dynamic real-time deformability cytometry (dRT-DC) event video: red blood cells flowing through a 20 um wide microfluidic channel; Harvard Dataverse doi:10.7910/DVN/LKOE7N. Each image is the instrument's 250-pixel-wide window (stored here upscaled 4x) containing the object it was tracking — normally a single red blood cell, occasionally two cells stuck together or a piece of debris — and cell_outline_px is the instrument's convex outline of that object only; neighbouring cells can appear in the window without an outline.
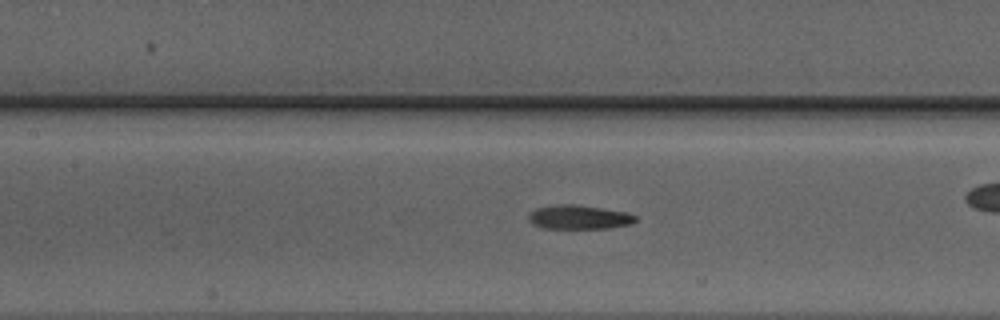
{"species": "Egyptian fruit bat (a non-hibernating species)", "species_latin": "Rousettus aegyptiacus", "temperature_condition": "warm", "stored_images_in_passage": 52, "camera_frame_rate_fps": 3000, "um_per_image_px": 0.085, "animal": {"sex": "male"}, "frame": {"image": 1, "passage_image": 23, "time_ms": 7.333, "image_size_px": [1000, 320], "cell_outline_px": [[636, 220], [632, 224], [608, 228], [540, 228], [532, 224], [528, 220], [528, 216], [536, 208], [556, 204], [576, 204], [628, 212], [636, 216]], "centroid_in_image_um": [49.21, 18.45], "position_along_channel_um": 158.2, "area_um2": 15.09}}
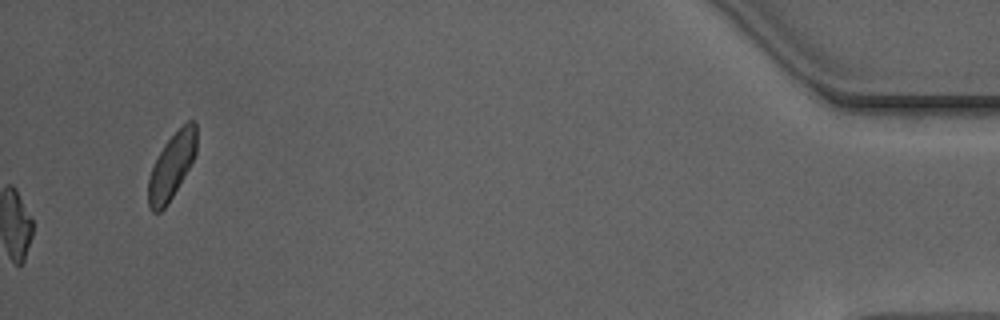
{"frame": {"image": 2, "passage_image": 52, "time_ms": 17.0, "image_size_px": [1000, 320], "cell_outline_px": [[196, 152], [184, 176], [172, 196], [164, 208], [160, 212], [152, 212], [148, 208], [148, 180], [152, 168], [164, 144], [188, 120], [192, 120], [196, 124]], "centroid_in_image_um": [14.57, 14.14], "position_along_channel_um": 420.6, "area_um2": 17.98}, "authors_computed_cell_mechanics": {"area_um2": 14.8257, "velocity_mm_per_s": 3.9697, "shape_relaxation_time_tau1_ms": null, "shape_relaxation_time_tau2_ms": 3.0689, "deformation_change_tau1": null, "deformation_change_tau2": 0.119}}